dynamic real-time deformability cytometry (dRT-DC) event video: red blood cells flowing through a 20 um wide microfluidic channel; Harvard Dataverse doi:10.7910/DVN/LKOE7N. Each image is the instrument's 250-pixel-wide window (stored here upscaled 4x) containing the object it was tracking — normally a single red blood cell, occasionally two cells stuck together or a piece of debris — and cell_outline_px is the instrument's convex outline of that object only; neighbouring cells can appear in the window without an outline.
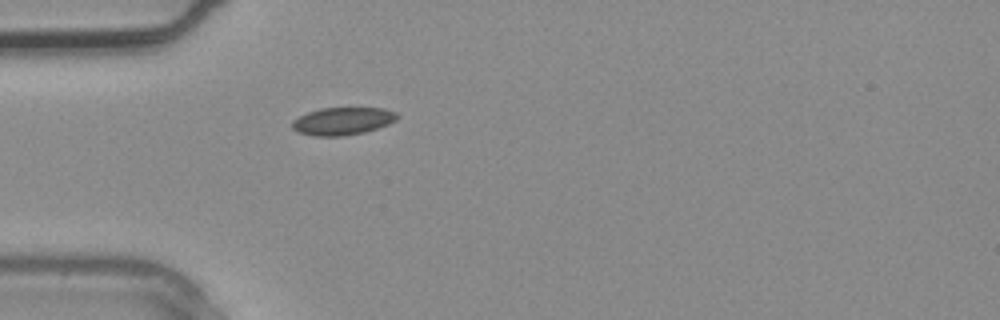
{"species": "common noctule bat (a hibernating species)", "species_latin": "Nyctalus noctula", "temperature_condition": "warm", "stored_images_in_passage": 1, "camera_frame_rate_fps": 3000, "um_per_image_px": 0.085, "animal": {"sex": "male", "body_mass_g": 20.4}, "frame": {"image": 1, "passage_image": 1, "time_ms": 0.0, "image_size_px": [1000, 320], "cell_outline_px": [[400, 116], [396, 120], [388, 124], [364, 132], [344, 136], [312, 136], [296, 132], [292, 128], [292, 120], [308, 112], [320, 108], [384, 108], [396, 112]], "centroid_in_image_um": [29.11, 10.3], "position_along_channel_um": 55.9, "area_um2": 16.99}}